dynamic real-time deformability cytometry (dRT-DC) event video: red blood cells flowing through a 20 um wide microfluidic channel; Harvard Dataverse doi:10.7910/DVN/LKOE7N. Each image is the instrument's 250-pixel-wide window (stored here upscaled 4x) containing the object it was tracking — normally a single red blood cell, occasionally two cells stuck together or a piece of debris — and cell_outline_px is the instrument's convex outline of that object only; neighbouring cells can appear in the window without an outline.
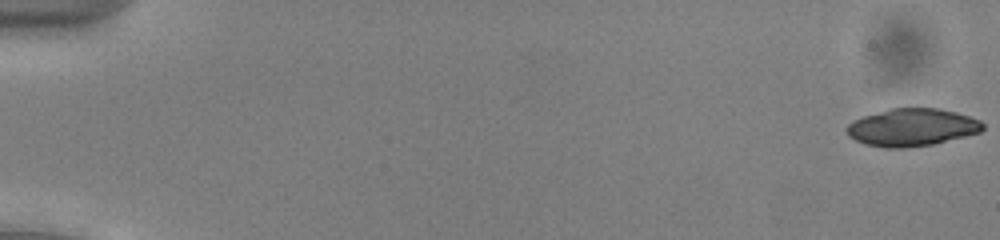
{"species": "common noctule bat (a hibernating species)", "species_latin": "Nyctalus noctula", "temperature_condition": "cold", "stored_images_in_passage": 53, "camera_frame_rate_fps": 3000, "um_per_image_px": 0.085, "animal": {"sex": "male", "body_mass_g": 13.0, "forearm_length_mm": 53.1}, "frame": {"image": 1, "passage_image": 1, "time_ms": 0.0, "image_size_px": [1000, 240], "cell_outline_px": [[984, 128], [980, 132], [932, 144], [904, 148], [884, 148], [864, 144], [848, 136], [844, 128], [848, 124], [864, 116], [892, 108], [940, 108], [956, 112], [980, 120], [984, 124]], "centroid_in_image_um": [77.5, 10.83], "position_along_channel_um": 7.5, "area_um2": 29.65}}